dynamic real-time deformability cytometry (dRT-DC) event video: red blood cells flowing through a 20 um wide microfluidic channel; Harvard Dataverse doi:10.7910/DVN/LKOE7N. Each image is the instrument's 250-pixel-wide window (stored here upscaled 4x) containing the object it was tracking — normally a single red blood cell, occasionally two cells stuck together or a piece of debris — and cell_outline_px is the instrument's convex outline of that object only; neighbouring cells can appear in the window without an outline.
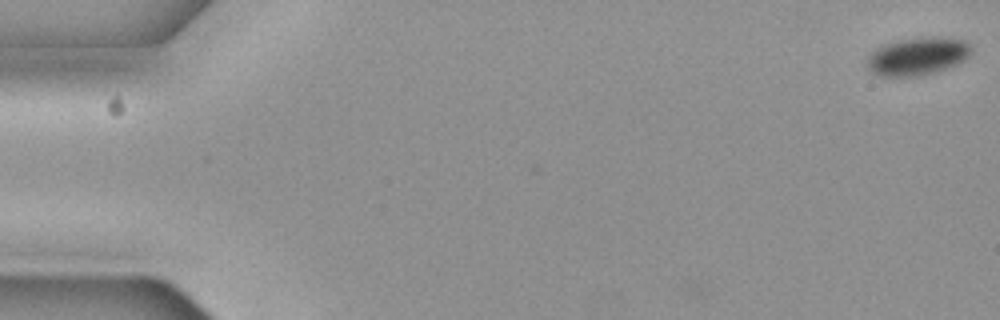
{"species": "common noctule bat (a hibernating species)", "species_latin": "Nyctalus noctula", "temperature_condition": "cold", "stored_images_in_passage": 3, "camera_frame_rate_fps": 3000, "um_per_image_px": 0.085, "animal": {"sex": "female", "body_mass_g": 19.3, "forearm_length_mm": 54.1}, "frame": {"image": 1, "passage_image": 3, "time_ms": 0.667, "image_size_px": [1000, 320], "cell_outline_px": [[972, 48], [968, 56], [964, 60], [948, 68], [920, 76], [880, 76], [872, 72], [868, 68], [868, 56], [880, 44], [896, 40], [932, 36], [940, 36], [964, 40]], "centroid_in_image_um": [77.98, 4.76], "position_along_channel_um": 7.0, "area_um2": 23.12}}